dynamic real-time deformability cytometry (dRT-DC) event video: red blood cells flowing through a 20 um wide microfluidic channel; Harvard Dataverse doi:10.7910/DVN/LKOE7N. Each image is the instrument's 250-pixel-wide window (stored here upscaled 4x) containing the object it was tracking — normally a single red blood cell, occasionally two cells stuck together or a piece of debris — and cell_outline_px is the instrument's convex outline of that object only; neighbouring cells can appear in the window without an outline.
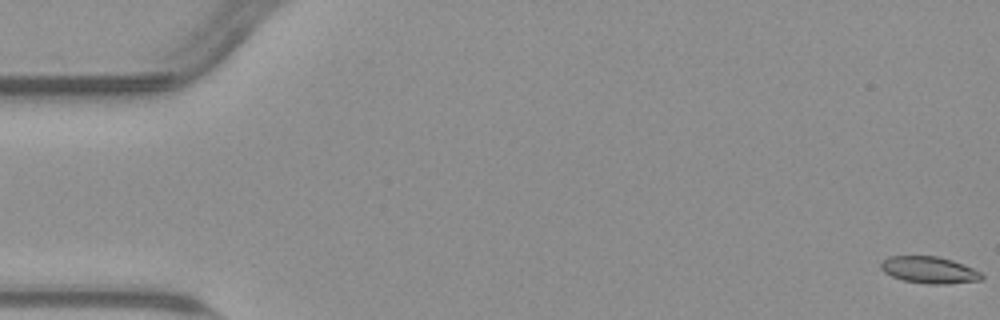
{"species": "common noctule bat (a hibernating species)", "species_latin": "Nyctalus noctula", "temperature_condition": "warm", "stored_images_in_passage": 55, "camera_frame_rate_fps": 3000, "um_per_image_px": 0.085, "animal": {"sex": "male", "body_mass_g": 23.1, "forearm_length_mm": 52.7}, "frame": {"image": 1, "passage_image": 1, "time_ms": 0.0, "image_size_px": [1000, 320], "cell_outline_px": [[984, 276], [980, 280], [948, 284], [928, 284], [904, 280], [892, 276], [884, 272], [880, 268], [880, 264], [888, 256], [936, 256], [952, 260], [972, 268], [980, 272]], "centroid_in_image_um": [78.97, 22.95], "position_along_channel_um": 6.0, "area_um2": 15.61}}
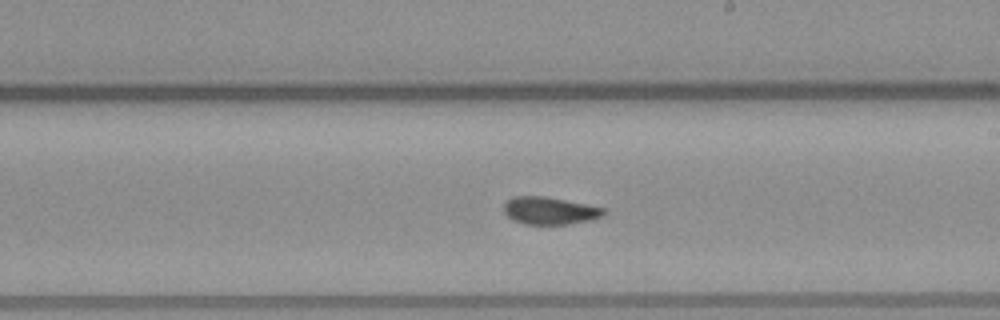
{"frame": {"image": 2, "passage_image": 32, "time_ms": 10.333, "image_size_px": [1000, 320], "cell_outline_px": [[608, 212], [604, 216], [588, 220], [568, 224], [524, 224], [512, 220], [504, 212], [504, 204], [512, 196], [544, 196], [608, 208]], "centroid_in_image_um": [46.76, 17.9], "position_along_channel_um": 242.2, "area_um2": 16.13}}
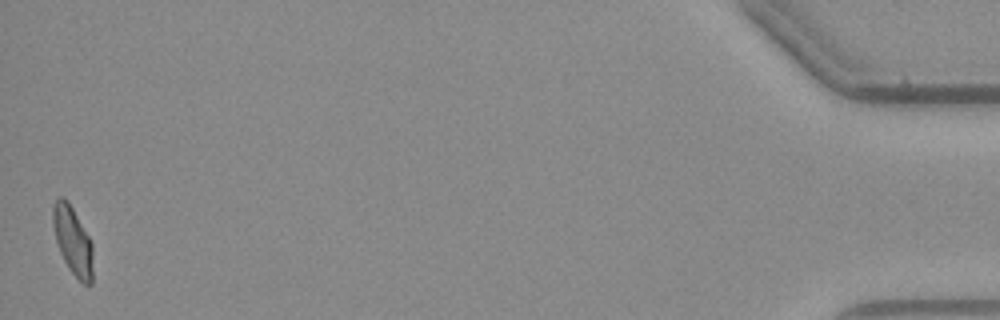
{"frame": {"image": 3, "passage_image": 55, "time_ms": 18.0, "image_size_px": [1000, 320], "cell_outline_px": [[92, 284], [84, 284], [68, 268], [60, 252], [56, 240], [52, 224], [52, 208], [56, 200], [60, 196], [64, 196], [68, 200], [88, 236], [92, 244]], "centroid_in_image_um": [6.16, 20.43], "position_along_channel_um": 429.0, "area_um2": 15.72}, "authors_computed_cell_mechanics": {"area_um2": 16.1262, "velocity_mm_per_s": 3.788, "shape_relaxation_time_tau1_ms": null, "shape_relaxation_time_tau2_ms": 2.1618, "deformation_change_tau1": null, "deformation_change_tau2": 0.0664}}